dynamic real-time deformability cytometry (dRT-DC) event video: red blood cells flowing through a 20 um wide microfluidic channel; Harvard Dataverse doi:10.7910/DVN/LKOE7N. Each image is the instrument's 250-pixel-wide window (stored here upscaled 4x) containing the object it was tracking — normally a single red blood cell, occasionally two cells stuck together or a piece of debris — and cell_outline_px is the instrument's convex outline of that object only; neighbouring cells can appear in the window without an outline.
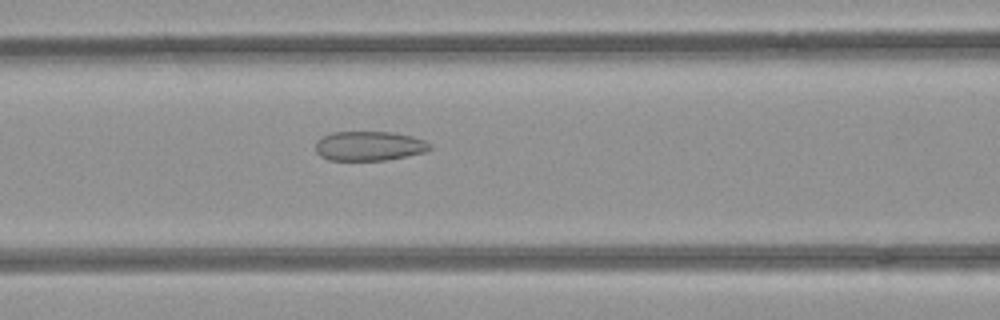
{"species": "common noctule bat (a hibernating species)", "species_latin": "Nyctalus noctula", "temperature_condition": "room temperature", "stored_images_in_passage": 47, "camera_frame_rate_fps": 3000, "um_per_image_px": 0.085, "animal": {"sex": "female", "body_mass_g": 21.9}, "frame": {"image": 1, "passage_image": 22, "time_ms": 7.0, "image_size_px": [1000, 320], "cell_outline_px": [[432, 148], [424, 152], [408, 156], [388, 160], [328, 160], [320, 156], [316, 152], [316, 140], [332, 132], [392, 132], [412, 136], [424, 140], [432, 144]], "centroid_in_image_um": [31.39, 12.41], "position_along_channel_um": 135.2, "area_um2": 19.77}}
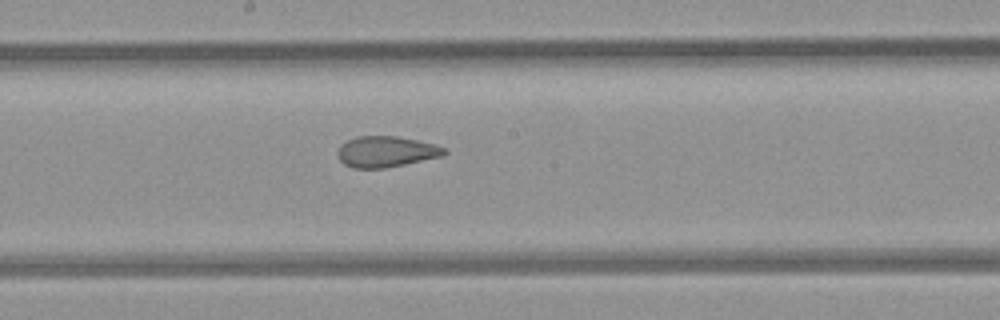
{"frame": {"image": 2, "passage_image": 28, "time_ms": 9.0, "image_size_px": [1000, 320], "cell_outline_px": [[448, 152], [444, 156], [384, 168], [352, 168], [344, 164], [340, 160], [340, 148], [348, 140], [356, 136], [396, 136], [436, 144], [444, 148]], "centroid_in_image_um": [32.88, 12.89], "position_along_channel_um": 215.3, "area_um2": 18.96}}
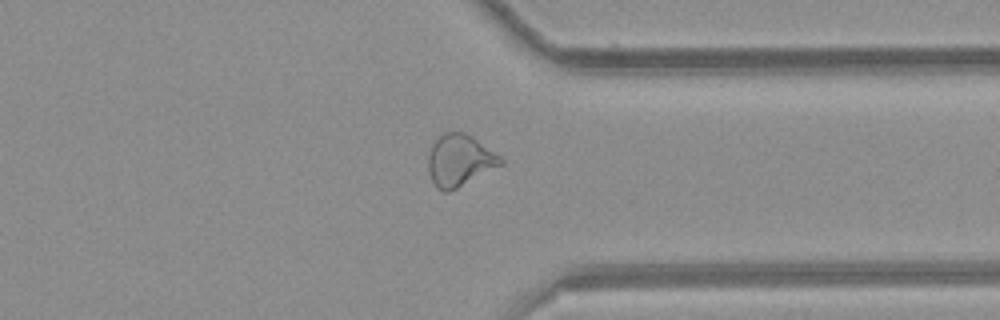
{"frame": {"image": 3, "passage_image": 40, "time_ms": 13.0, "image_size_px": [1000, 320], "cell_outline_px": [[504, 164], [448, 192], [444, 192], [436, 188], [432, 180], [428, 168], [428, 156], [432, 144], [444, 132], [464, 132], [500, 156], [504, 160]], "centroid_in_image_um": [39.05, 13.65], "position_along_channel_um": 372.3, "area_um2": 21.5}, "authors_computed_cell_mechanics": {"area_um2": 22.0218, "velocity_mm_per_s": 3.9956, "shape_relaxation_time_tau1_ms": null, "shape_relaxation_time_tau2_ms": 1.6329, "deformation_change_tau1": null, "deformation_change_tau2": 0.0849}}